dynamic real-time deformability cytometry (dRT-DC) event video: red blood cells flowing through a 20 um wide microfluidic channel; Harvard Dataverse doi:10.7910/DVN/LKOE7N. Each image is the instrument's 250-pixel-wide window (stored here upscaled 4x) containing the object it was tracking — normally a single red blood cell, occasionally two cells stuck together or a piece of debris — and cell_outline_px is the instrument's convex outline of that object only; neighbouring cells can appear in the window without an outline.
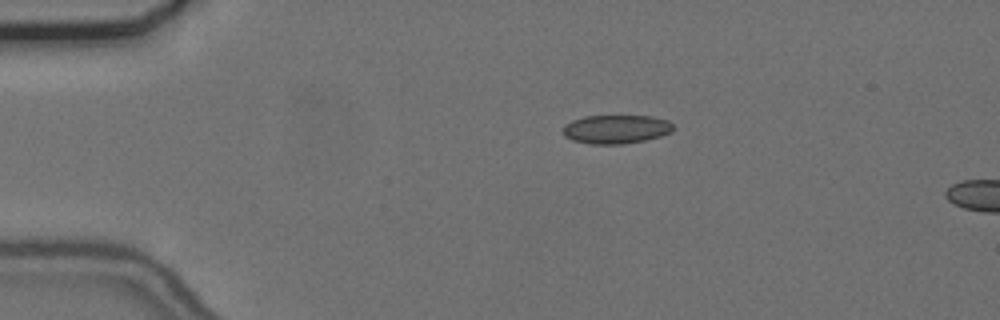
{"species": "common noctule bat (a hibernating species)", "species_latin": "Nyctalus noctula", "temperature_condition": "cold", "stored_images_in_passage": 5, "camera_frame_rate_fps": 3000, "um_per_image_px": 0.085, "animal": {"sex": "female", "body_mass_g": 24.6, "forearm_length_mm": 56.2}, "frame": {"image": 1, "passage_image": 1, "time_ms": 0.0, "image_size_px": [1000, 320], "cell_outline_px": [[676, 128], [672, 132], [660, 136], [644, 140], [624, 144], [592, 144], [572, 140], [564, 136], [564, 124], [572, 120], [584, 116], [652, 116], [668, 120]], "centroid_in_image_um": [52.39, 10.98], "position_along_channel_um": 32.6, "area_um2": 18.55}}